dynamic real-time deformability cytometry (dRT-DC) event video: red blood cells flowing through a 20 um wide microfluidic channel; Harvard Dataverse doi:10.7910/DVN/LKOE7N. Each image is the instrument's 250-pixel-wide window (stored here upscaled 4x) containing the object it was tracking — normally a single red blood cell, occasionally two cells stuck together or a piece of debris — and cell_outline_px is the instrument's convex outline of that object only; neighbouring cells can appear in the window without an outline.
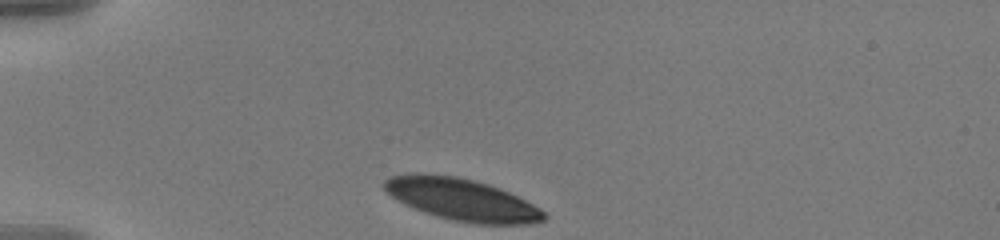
{"species": "human", "species_latin": "Homo sapiens", "temperature_condition": "warm", "stored_images_in_passage": 11, "camera_frame_rate_fps": 3000, "um_per_image_px": 0.085, "donor": {"sex": "male"}, "frame": {"image": 1, "passage_image": 1, "time_ms": 0.0, "image_size_px": [1000, 240], "cell_outline_px": [[548, 216], [544, 220], [532, 224], [476, 224], [452, 220], [416, 208], [392, 196], [384, 188], [384, 180], [392, 176], [412, 172], [424, 172], [456, 176], [488, 184], [500, 188], [540, 208]], "centroid_in_image_um": [39.29, 16.94], "position_along_channel_um": 45.7, "area_um2": 38.67}}
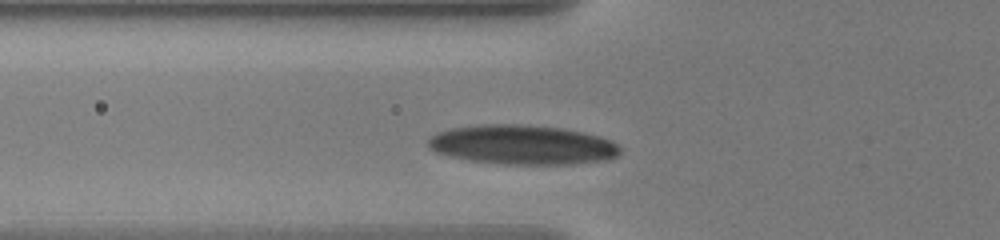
{"frame": {"image": 2, "passage_image": 7, "time_ms": 2.0, "image_size_px": [1000, 240], "cell_outline_px": [[620, 152], [616, 156], [608, 160], [572, 164], [504, 164], [468, 160], [436, 152], [428, 148], [428, 140], [436, 132], [452, 128], [480, 124], [520, 124], [564, 128], [584, 132], [600, 136], [616, 144], [620, 148]], "centroid_in_image_um": [44.41, 12.3], "position_along_channel_um": 81.4, "area_um2": 44.22}}
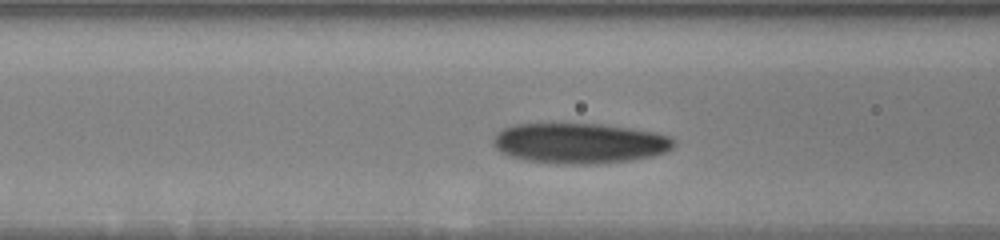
{"frame": {"image": 3, "passage_image": 10, "time_ms": 3.0, "image_size_px": [1000, 240], "cell_outline_px": [[676, 144], [672, 148], [664, 152], [652, 156], [628, 160], [592, 164], [568, 164], [524, 160], [512, 156], [496, 148], [496, 132], [504, 128], [516, 124], [600, 124], [632, 128], [656, 132], [672, 136], [676, 140]], "centroid_in_image_um": [49.35, 12.16], "position_along_channel_um": 117.3, "area_um2": 42.14}}